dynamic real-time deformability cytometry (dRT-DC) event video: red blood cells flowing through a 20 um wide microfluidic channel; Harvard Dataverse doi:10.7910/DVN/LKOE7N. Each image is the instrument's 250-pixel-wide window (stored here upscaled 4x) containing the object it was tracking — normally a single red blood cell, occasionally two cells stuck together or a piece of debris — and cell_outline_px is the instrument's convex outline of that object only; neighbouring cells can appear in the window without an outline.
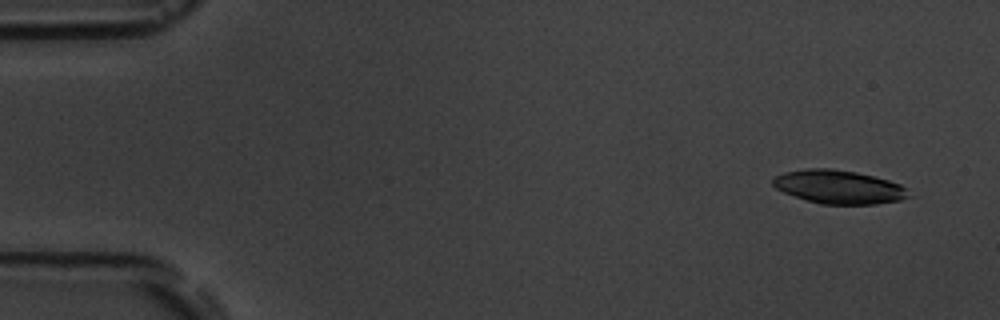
{"species": "common noctule bat (a hibernating species)", "species_latin": "Nyctalus noctula", "temperature_condition": "room temperature", "stored_images_in_passage": 5, "camera_frame_rate_fps": 3000, "um_per_image_px": 0.085, "animal": {"sex": "male", "body_mass_g": 19.5, "forearm_length_mm": 54.6}, "frame": {"image": 1, "passage_image": 2, "time_ms": 1.0, "image_size_px": [1000, 320], "cell_outline_px": [[912, 196], [900, 200], [876, 204], [820, 204], [784, 192], [776, 188], [772, 184], [772, 180], [776, 176], [784, 172], [808, 168], [832, 168], [856, 172], [888, 180], [900, 184], [908, 188]], "centroid_in_image_um": [71.34, 15.89], "position_along_channel_um": 13.7, "area_um2": 26.53}}